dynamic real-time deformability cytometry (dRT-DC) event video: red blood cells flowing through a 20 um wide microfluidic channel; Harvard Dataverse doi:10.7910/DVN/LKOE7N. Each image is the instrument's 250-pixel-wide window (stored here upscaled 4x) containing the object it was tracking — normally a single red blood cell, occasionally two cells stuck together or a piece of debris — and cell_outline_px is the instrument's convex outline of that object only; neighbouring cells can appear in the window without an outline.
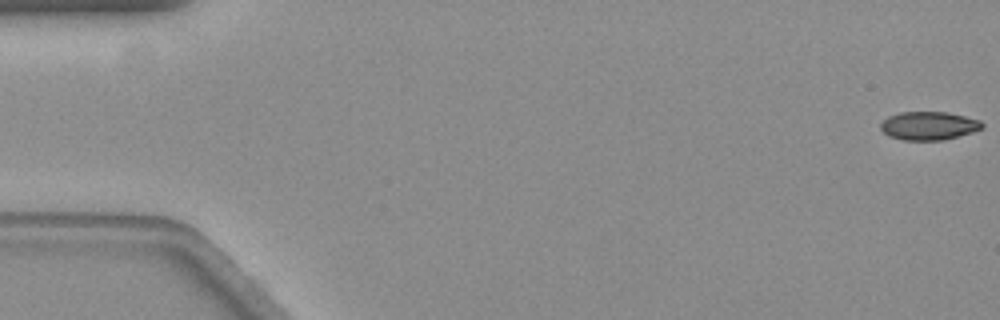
{"species": "common noctule bat (a hibernating species)", "species_latin": "Nyctalus noctula", "temperature_condition": "warm", "stored_images_in_passage": 59, "camera_frame_rate_fps": 3000, "um_per_image_px": 0.085, "animal": {"sex": "female", "body_mass_g": 19.3, "forearm_length_mm": 54.1}, "frame": {"image": 1, "passage_image": 1, "time_ms": 0.0, "image_size_px": [1000, 320], "cell_outline_px": [[984, 128], [972, 132], [944, 140], [904, 140], [888, 136], [880, 128], [880, 124], [888, 116], [900, 112], [948, 112], [980, 120], [984, 124]], "centroid_in_image_um": [78.95, 10.69], "position_along_channel_um": 6.0, "area_um2": 16.82}}
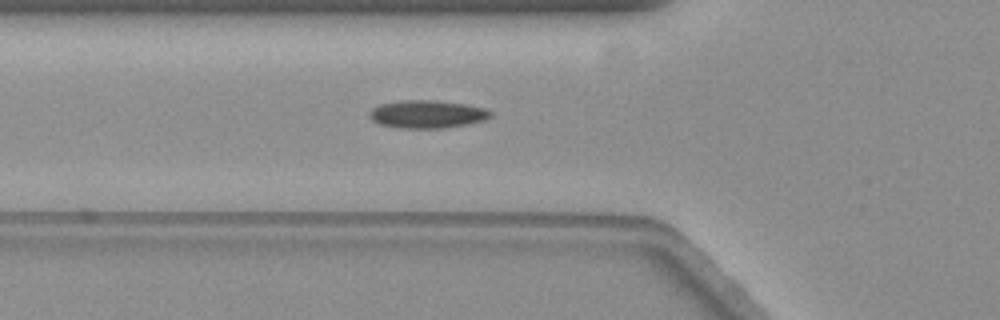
{"frame": {"image": 2, "passage_image": 21, "time_ms": 6.667, "image_size_px": [1000, 320], "cell_outline_px": [[492, 116], [484, 120], [468, 124], [444, 128], [396, 128], [380, 124], [372, 120], [368, 116], [368, 112], [372, 108], [380, 104], [400, 100], [436, 100], [468, 104], [484, 108], [492, 112]], "centroid_in_image_um": [36.29, 9.7], "position_along_channel_um": 89.5, "area_um2": 19.94}}
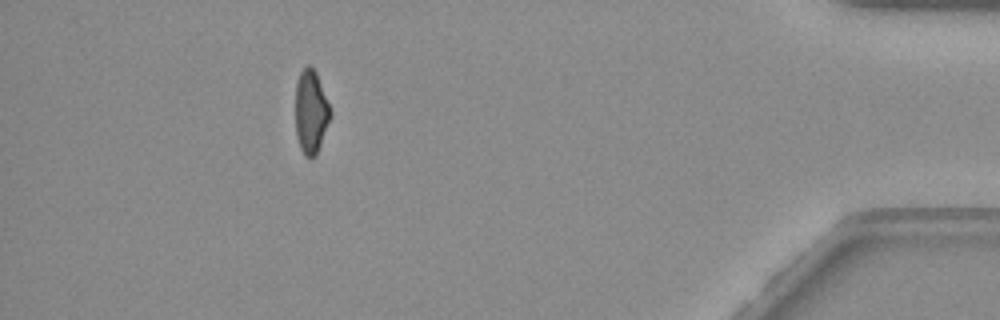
{"frame": {"image": 3, "passage_image": 53, "time_ms": 17.333, "image_size_px": [1000, 320], "cell_outline_px": [[332, 116], [316, 156], [304, 156], [300, 148], [296, 136], [296, 84], [300, 72], [308, 64], [316, 72], [332, 112]], "centroid_in_image_um": [26.44, 9.53], "position_along_channel_um": 408.8, "area_um2": 16.99}, "authors_computed_cell_mechanics": {"area_um2": 18.3804, "velocity_mm_per_s": 3.5495, "shape_relaxation_time_tau1_ms": null, "shape_relaxation_time_tau2_ms": 3.105, "deformation_change_tau1": null, "deformation_change_tau2": 0.0759}}